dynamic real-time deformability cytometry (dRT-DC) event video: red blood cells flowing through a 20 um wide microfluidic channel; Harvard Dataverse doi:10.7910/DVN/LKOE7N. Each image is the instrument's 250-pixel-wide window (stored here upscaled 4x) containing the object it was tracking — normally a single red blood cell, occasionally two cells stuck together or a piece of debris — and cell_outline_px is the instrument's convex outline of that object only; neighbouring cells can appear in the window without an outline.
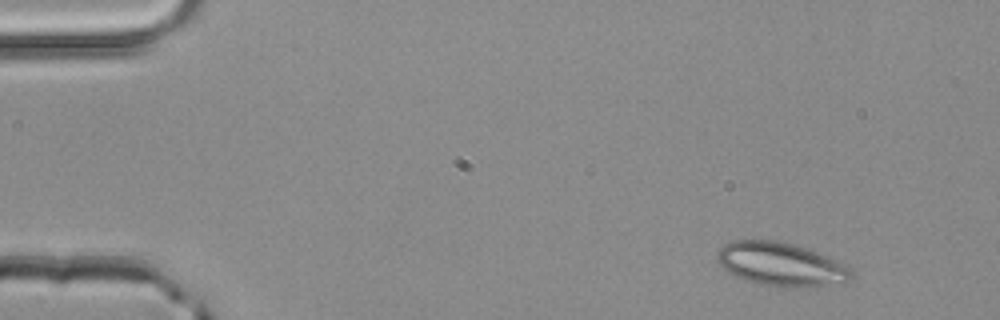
{"species": "common noctule bat (a hibernating species)", "species_latin": "Nyctalus noctula", "temperature_condition": "room temperature", "stored_images_in_passage": 2, "camera_frame_rate_fps": 3000, "um_per_image_px": 0.085, "animal": {"sex": "male", "body_mass_g": 20.4}, "frame": {"image": 1, "passage_image": 1, "time_ms": 0.0, "image_size_px": [1000, 320], "cell_outline_px": [[852, 280], [844, 284], [792, 288], [784, 288], [760, 284], [736, 276], [728, 272], [716, 260], [716, 252], [724, 244], [732, 240], [776, 240], [792, 244], [804, 248], [836, 260], [852, 268]], "centroid_in_image_um": [66.4, 22.48], "position_along_channel_um": 18.6, "area_um2": 34.28}}